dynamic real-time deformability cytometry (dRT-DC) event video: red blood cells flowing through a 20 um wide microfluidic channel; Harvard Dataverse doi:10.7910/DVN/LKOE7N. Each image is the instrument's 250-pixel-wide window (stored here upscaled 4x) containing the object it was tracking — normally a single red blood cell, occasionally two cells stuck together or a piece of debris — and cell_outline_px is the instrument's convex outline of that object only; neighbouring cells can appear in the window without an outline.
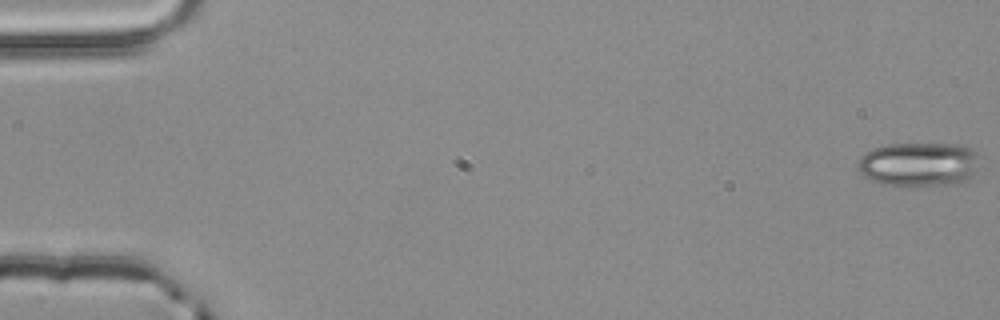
{"species": "common noctule bat (a hibernating species)", "species_latin": "Nyctalus noctula", "temperature_condition": "room temperature", "stored_images_in_passage": 5, "camera_frame_rate_fps": 3000, "um_per_image_px": 0.085, "animal": {"sex": "male", "body_mass_g": 20.4}, "frame": {"image": 1, "passage_image": 1, "time_ms": 0.0, "image_size_px": [1000, 320], "cell_outline_px": [[972, 176], [968, 180], [960, 184], [880, 184], [864, 176], [860, 172], [860, 156], [872, 148], [888, 144], [964, 144], [972, 148]], "centroid_in_image_um": [78.03, 13.94], "position_along_channel_um": 7.0, "area_um2": 30.29}}